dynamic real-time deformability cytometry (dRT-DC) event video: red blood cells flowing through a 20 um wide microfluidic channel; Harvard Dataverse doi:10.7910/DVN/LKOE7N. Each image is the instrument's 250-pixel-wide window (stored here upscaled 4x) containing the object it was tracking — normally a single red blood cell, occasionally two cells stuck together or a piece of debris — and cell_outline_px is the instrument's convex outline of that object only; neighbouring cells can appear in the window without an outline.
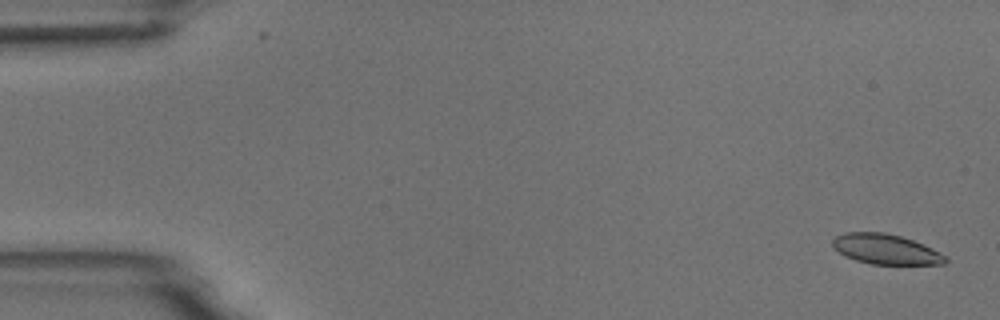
{"species": "common noctule bat (a hibernating species)", "species_latin": "Nyctalus noctula", "temperature_condition": "room temperature", "stored_images_in_passage": 17, "camera_frame_rate_fps": 3000, "um_per_image_px": 0.085, "animal": {"sex": "male", "body_mass_g": 18.8}, "frame": {"image": 1, "passage_image": 2, "time_ms": 0.333, "image_size_px": [1000, 320], "cell_outline_px": [[948, 260], [944, 264], [872, 264], [856, 260], [844, 256], [832, 244], [832, 240], [836, 236], [844, 232], [884, 232], [900, 236], [912, 240], [932, 248], [948, 256]], "centroid_in_image_um": [75.31, 21.18], "position_along_channel_um": 9.7, "area_um2": 19.71}}
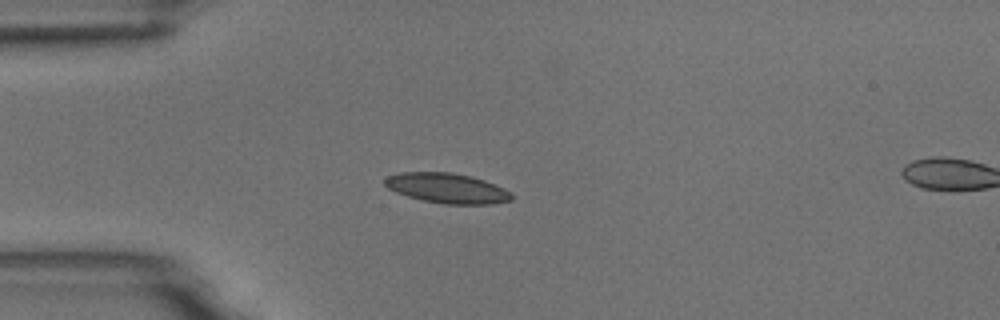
{"frame": {"image": 2, "passage_image": 15, "time_ms": 4.667, "image_size_px": [1000, 320], "cell_outline_px": [[512, 200], [492, 204], [444, 204], [424, 200], [408, 196], [396, 192], [388, 188], [384, 184], [384, 180], [388, 176], [400, 172], [452, 172], [472, 176], [484, 180], [504, 188], [512, 192]], "centroid_in_image_um": [38.02, 15.99], "position_along_channel_um": 47.0, "area_um2": 22.2}}